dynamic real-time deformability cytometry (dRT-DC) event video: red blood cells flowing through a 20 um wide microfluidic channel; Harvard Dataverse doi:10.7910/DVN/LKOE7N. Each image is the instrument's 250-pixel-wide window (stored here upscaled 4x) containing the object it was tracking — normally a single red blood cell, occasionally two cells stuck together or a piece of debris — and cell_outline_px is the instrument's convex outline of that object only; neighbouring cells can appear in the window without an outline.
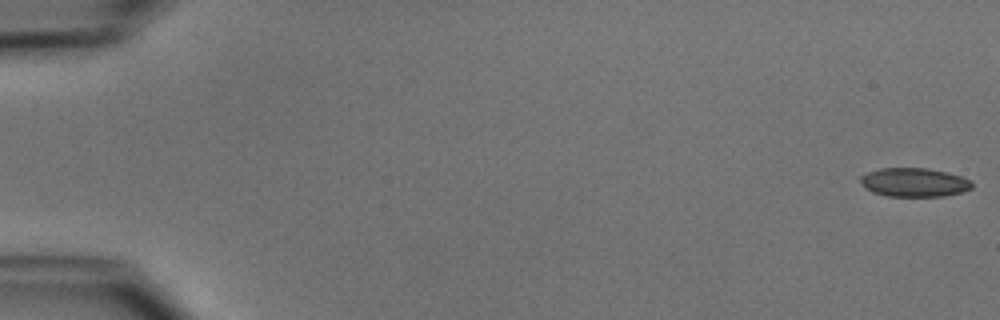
{"species": "common noctule bat (a hibernating species)", "species_latin": "Nyctalus noctula", "temperature_condition": "cold", "stored_images_in_passage": 13, "camera_frame_rate_fps": 3000, "um_per_image_px": 0.085, "animal": {"sex": "male", "body_mass_g": 15.6}, "frame": {"image": 1, "passage_image": 1, "time_ms": 0.0, "image_size_px": [1000, 320], "cell_outline_px": [[972, 188], [964, 192], [944, 196], [888, 196], [872, 192], [864, 188], [860, 180], [860, 176], [868, 172], [880, 168], [928, 168], [948, 172], [972, 180]], "centroid_in_image_um": [77.72, 15.5], "position_along_channel_um": 7.3, "area_um2": 18.9}}
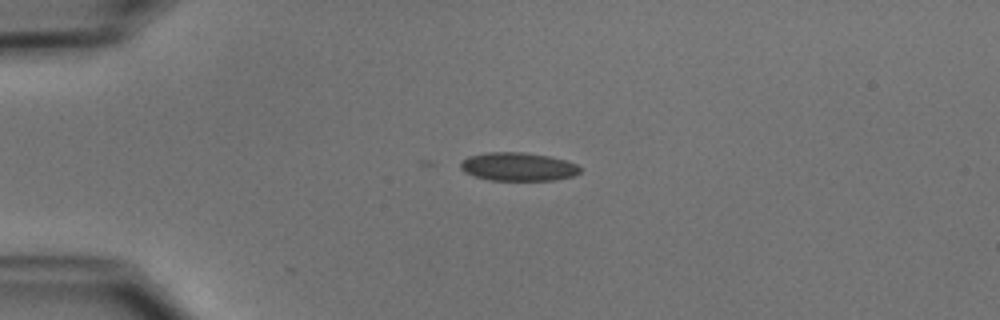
{"frame": {"image": 2, "passage_image": 13, "time_ms": 4.0, "image_size_px": [1000, 320], "cell_outline_px": [[580, 172], [572, 176], [556, 180], [488, 180], [464, 172], [460, 168], [460, 160], [468, 156], [488, 152], [524, 152], [548, 156], [564, 160], [576, 164], [580, 168]], "centroid_in_image_um": [44.0, 14.17], "position_along_channel_um": 41.0, "area_um2": 19.77}}